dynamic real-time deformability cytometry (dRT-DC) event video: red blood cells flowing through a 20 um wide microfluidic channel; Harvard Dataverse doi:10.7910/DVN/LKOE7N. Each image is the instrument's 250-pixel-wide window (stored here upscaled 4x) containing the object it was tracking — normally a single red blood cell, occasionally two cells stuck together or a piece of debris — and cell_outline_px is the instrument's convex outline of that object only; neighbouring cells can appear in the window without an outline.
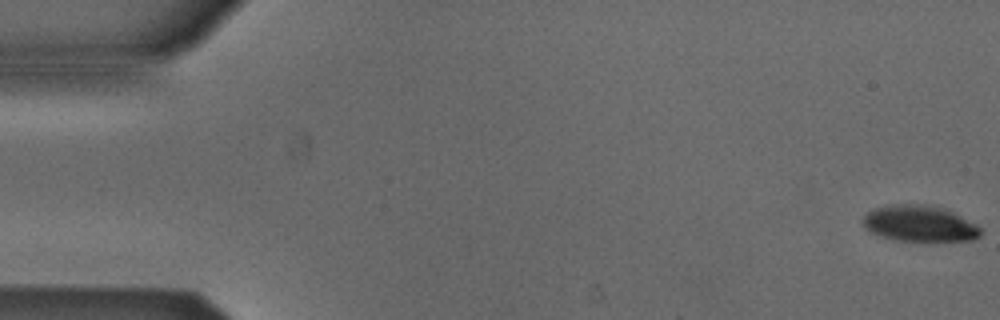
{"species": "Egyptian fruit bat (a non-hibernating species)", "species_latin": "Rousettus aegyptiacus", "temperature_condition": "cold", "stored_images_in_passage": 50, "camera_frame_rate_fps": 3000, "um_per_image_px": 0.085, "animal": {"sex": "male"}, "frame": {"image": 1, "passage_image": 1, "time_ms": 0.0, "image_size_px": [1000, 320], "cell_outline_px": [[980, 236], [972, 240], [896, 240], [880, 236], [868, 232], [864, 228], [864, 216], [868, 212], [884, 204], [920, 204], [944, 208], [976, 224], [980, 228]], "centroid_in_image_um": [78.12, 18.99], "position_along_channel_um": 6.9, "area_um2": 24.51}}
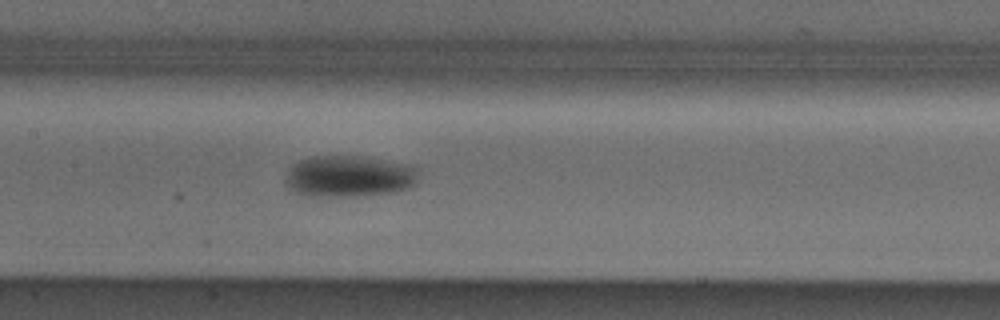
{"frame": {"image": 2, "passage_image": 26, "time_ms": 8.333, "image_size_px": [1000, 320], "cell_outline_px": [[420, 168], [416, 184], [408, 188], [396, 192], [360, 196], [304, 196], [296, 192], [284, 184], [284, 180], [292, 164], [308, 156], [364, 156], [420, 164]], "centroid_in_image_um": [29.76, 14.96], "position_along_channel_um": 177.6, "area_um2": 33.29}}
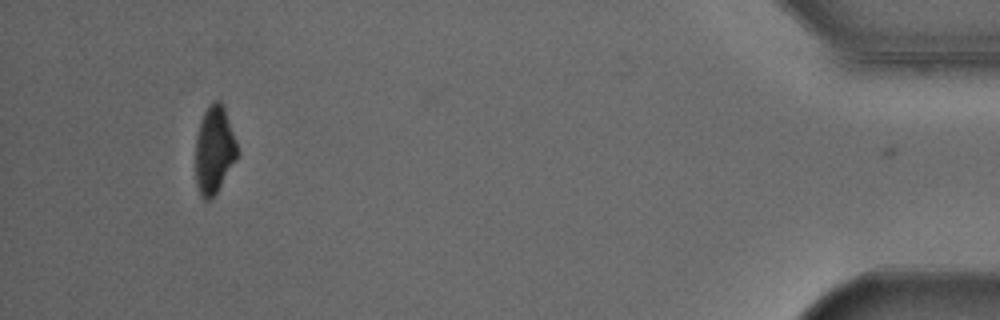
{"frame": {"image": 3, "passage_image": 49, "time_ms": 16.0, "image_size_px": [1000, 320], "cell_outline_px": [[236, 160], [216, 192], [208, 200], [204, 200], [200, 196], [196, 184], [196, 136], [200, 120], [208, 104], [212, 100], [220, 100], [224, 108], [236, 140]], "centroid_in_image_um": [18.18, 12.71], "position_along_channel_um": 417.0, "area_um2": 21.1}, "authors_computed_cell_mechanics": {"area_um2": 28.6977, "velocity_mm_per_s": 3.8369, "shape_relaxation_time_tau1_ms": 4.184, "shape_relaxation_time_tau2_ms": null, "deformation_change_tau1": 0.1367, "deformation_change_tau2": null}}